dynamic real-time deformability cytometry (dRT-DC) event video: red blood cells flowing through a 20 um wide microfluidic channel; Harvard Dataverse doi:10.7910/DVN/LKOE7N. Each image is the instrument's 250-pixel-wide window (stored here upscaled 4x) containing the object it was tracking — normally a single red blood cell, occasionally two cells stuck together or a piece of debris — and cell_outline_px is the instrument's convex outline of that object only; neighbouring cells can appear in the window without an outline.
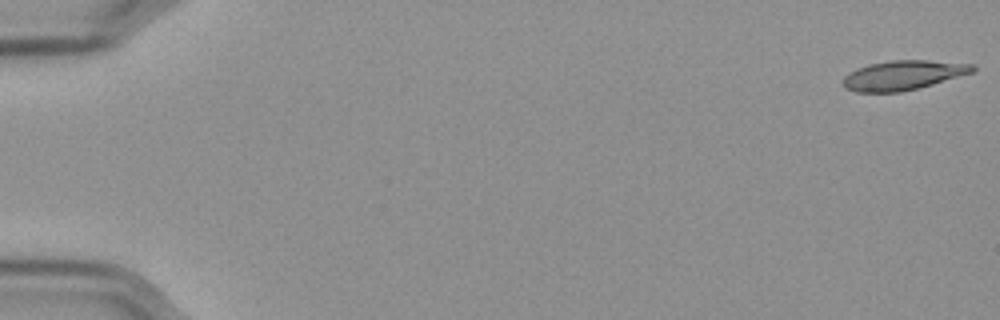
{"species": "Egyptian fruit bat (a non-hibernating species)", "species_latin": "Rousettus aegyptiacus", "temperature_condition": "cold", "stored_images_in_passage": 17, "camera_frame_rate_fps": 3000, "um_per_image_px": 0.085, "frame": {"image": 1, "passage_image": 1, "time_ms": 0.0, "image_size_px": [1000, 320], "cell_outline_px": [[976, 68], [972, 72], [932, 84], [900, 92], [856, 92], [844, 88], [840, 84], [840, 80], [848, 72], [856, 68], [868, 64], [892, 60], [928, 60], [976, 64]], "centroid_in_image_um": [76.68, 6.39], "position_along_channel_um": 8.3, "area_um2": 22.43}}
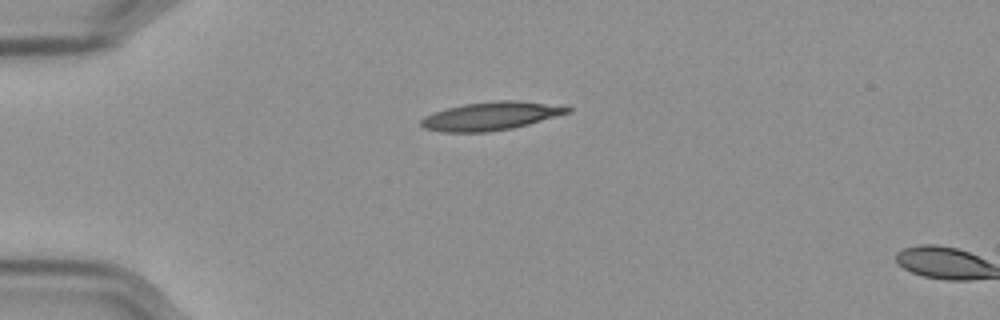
{"frame": {"image": 2, "passage_image": 15, "time_ms": 4.667, "image_size_px": [1000, 320], "cell_outline_px": [[572, 112], [528, 124], [512, 128], [488, 132], [440, 132], [424, 128], [420, 124], [420, 120], [424, 116], [448, 108], [464, 104], [496, 100], [520, 100], [572, 108]], "centroid_in_image_um": [41.7, 9.87], "position_along_channel_um": 43.3, "area_um2": 23.99}}